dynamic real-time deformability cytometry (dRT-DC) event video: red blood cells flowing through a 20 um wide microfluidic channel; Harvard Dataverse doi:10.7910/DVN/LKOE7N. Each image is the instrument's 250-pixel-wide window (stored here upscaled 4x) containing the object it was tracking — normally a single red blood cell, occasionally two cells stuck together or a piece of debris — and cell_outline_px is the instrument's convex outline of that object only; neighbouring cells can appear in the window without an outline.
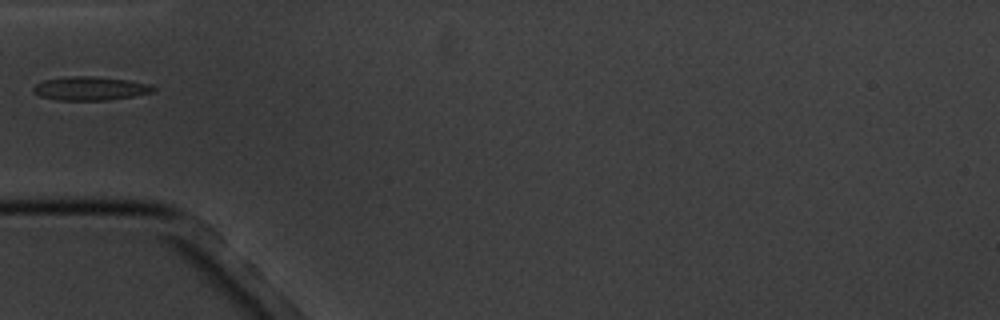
{"species": "common noctule bat (a hibernating species)", "species_latin": "Nyctalus noctula", "temperature_condition": "cold", "stored_images_in_passage": 6, "segment_of_instrument_passage": [2, 2], "camera_frame_rate_fps": 3000, "um_per_image_px": 0.085, "animal": {"sex": "male", "body_mass_g": 20.1, "forearm_length_mm": 53.5}, "frame": {"image": 1, "passage_image": 6, "time_ms": 5.667, "image_size_px": [1000, 320], "cell_outline_px": [[156, 88], [152, 92], [132, 96], [108, 100], [56, 100], [40, 96], [32, 92], [32, 88], [36, 84], [44, 80], [72, 76], [96, 76], [128, 80], [148, 84]], "centroid_in_image_um": [7.63, 7.52], "position_along_channel_um": 77.4, "area_um2": 16.47}}